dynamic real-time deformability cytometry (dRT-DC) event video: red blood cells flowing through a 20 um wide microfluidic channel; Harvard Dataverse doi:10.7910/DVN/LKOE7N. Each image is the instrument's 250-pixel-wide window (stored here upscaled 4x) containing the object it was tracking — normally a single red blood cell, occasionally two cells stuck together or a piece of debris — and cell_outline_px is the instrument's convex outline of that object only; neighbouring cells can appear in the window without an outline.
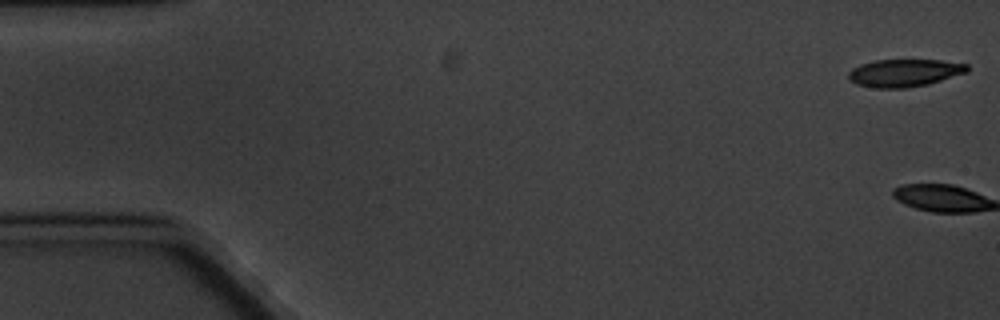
{"species": "common noctule bat (a hibernating species)", "species_latin": "Nyctalus noctula", "temperature_condition": "cold", "stored_images_in_passage": 6, "camera_frame_rate_fps": 3000, "um_per_image_px": 0.085, "animal": {"sex": "male", "body_mass_g": 20.1, "forearm_length_mm": 53.5}, "frame": {"image": 1, "passage_image": 1, "time_ms": 0.0, "image_size_px": [1000, 320], "cell_outline_px": [[968, 72], [928, 84], [908, 88], [876, 88], [856, 84], [848, 80], [848, 72], [852, 68], [860, 64], [876, 60], [940, 60], [968, 64]], "centroid_in_image_um": [76.85, 6.2], "position_along_channel_um": 8.1, "area_um2": 19.19}}